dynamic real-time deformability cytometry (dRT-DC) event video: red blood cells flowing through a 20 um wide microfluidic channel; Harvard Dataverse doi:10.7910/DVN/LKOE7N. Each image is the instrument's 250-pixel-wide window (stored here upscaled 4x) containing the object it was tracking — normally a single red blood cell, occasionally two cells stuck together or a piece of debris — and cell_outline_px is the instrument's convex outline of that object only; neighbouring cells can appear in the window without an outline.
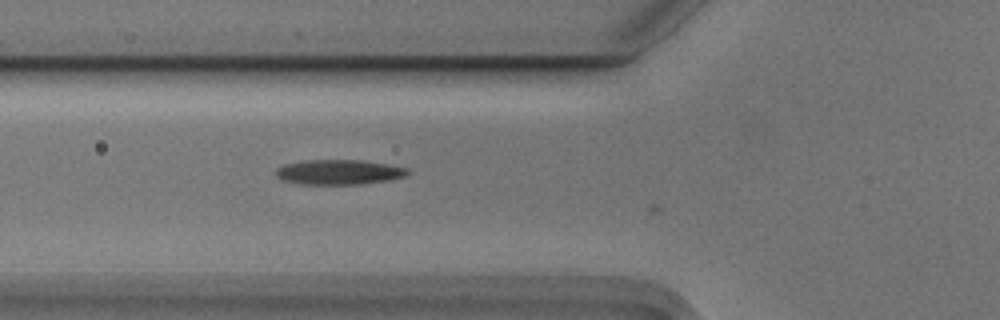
{"species": "Egyptian fruit bat (a non-hibernating species)", "species_latin": "Rousettus aegyptiacus", "temperature_condition": "cold", "stored_images_in_passage": 3, "camera_frame_rate_fps": 3000, "um_per_image_px": 0.085, "animal": {"sex": "male"}, "frame": {"image": 1, "passage_image": 2, "time_ms": 0.333, "image_size_px": [1000, 320], "cell_outline_px": [[412, 172], [408, 176], [388, 180], [364, 184], [300, 184], [280, 180], [276, 176], [276, 168], [284, 164], [304, 160], [360, 160], [408, 168]], "centroid_in_image_um": [28.8, 14.63], "position_along_channel_um": 97.0, "area_um2": 19.31}}